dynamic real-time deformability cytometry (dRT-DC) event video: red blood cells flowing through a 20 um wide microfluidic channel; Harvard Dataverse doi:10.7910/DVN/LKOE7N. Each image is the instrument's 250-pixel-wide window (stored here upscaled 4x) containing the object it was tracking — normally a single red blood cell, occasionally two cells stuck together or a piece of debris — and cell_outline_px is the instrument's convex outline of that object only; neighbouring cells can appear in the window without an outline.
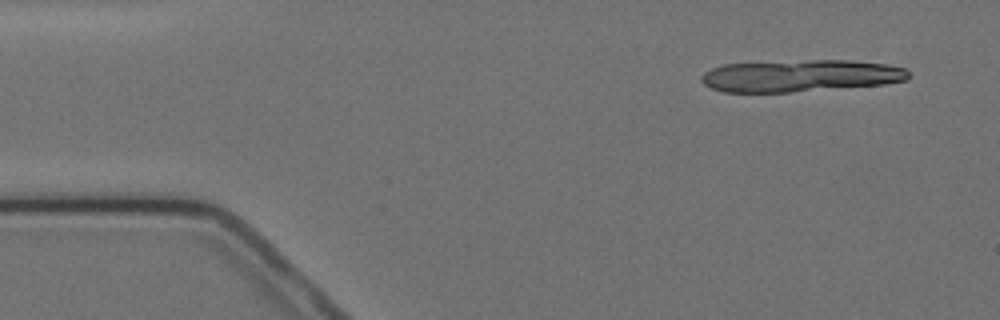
{"species": "Egyptian fruit bat (a non-hibernating species)", "species_latin": "Rousettus aegyptiacus", "temperature_condition": "cold", "stored_images_in_passage": 7, "camera_frame_rate_fps": 3000, "um_per_image_px": 0.085, "animal": {"sex": "female"}, "frame": {"image": 1, "passage_image": 1, "time_ms": 0.0, "image_size_px": [1000, 320], "cell_outline_px": [[908, 80], [884, 84], [792, 92], [724, 92], [712, 88], [704, 84], [700, 80], [700, 76], [704, 72], [712, 68], [724, 64], [812, 60], [848, 60], [888, 64], [904, 68], [908, 72]], "centroid_in_image_um": [68.03, 6.44], "position_along_channel_um": 17.0, "area_um2": 38.55}}
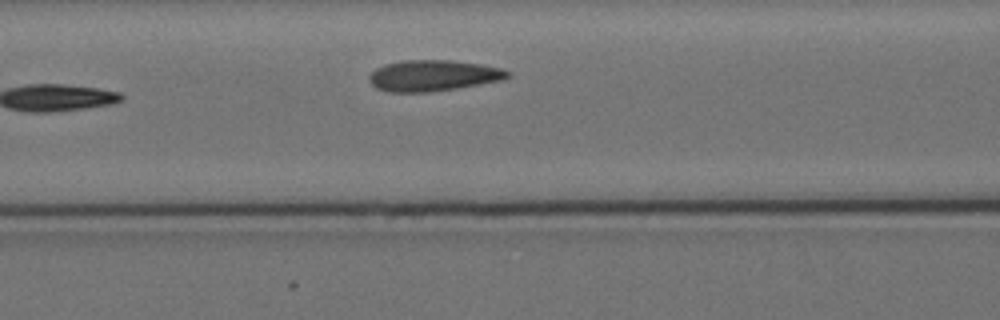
{"frame": {"image": 2, "passage_image": 7, "time_ms": 7.0, "image_size_px": [1000, 320], "cell_outline_px": [[512, 76], [504, 80], [456, 88], [428, 92], [388, 92], [376, 88], [368, 80], [368, 76], [376, 68], [384, 64], [400, 60], [448, 60], [480, 64], [500, 68], [512, 72]], "centroid_in_image_um": [36.82, 6.42], "position_along_channel_um": 129.8, "area_um2": 25.2}}